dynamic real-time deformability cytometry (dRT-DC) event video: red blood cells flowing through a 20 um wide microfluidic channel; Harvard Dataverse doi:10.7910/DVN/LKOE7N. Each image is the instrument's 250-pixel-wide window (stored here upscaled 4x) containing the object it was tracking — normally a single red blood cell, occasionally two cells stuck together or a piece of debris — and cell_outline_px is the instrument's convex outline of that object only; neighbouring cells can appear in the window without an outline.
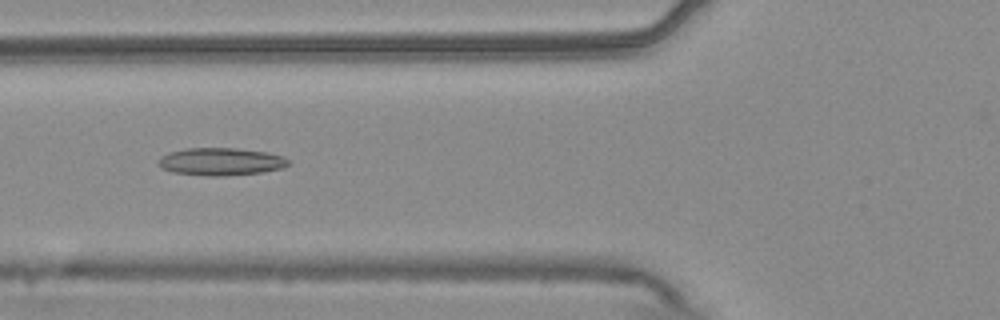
{"species": "common noctule bat (a hibernating species)", "species_latin": "Nyctalus noctula", "temperature_condition": "warm", "stored_images_in_passage": 35, "camera_frame_rate_fps": 3000, "um_per_image_px": 0.085, "animal": {"sex": "male", "body_mass_g": 20.4}, "frame": {"image": 1, "passage_image": 5, "time_ms": 1.333, "image_size_px": [1000, 320], "cell_outline_px": [[292, 164], [284, 168], [260, 172], [224, 176], [208, 176], [172, 172], [160, 168], [160, 156], [172, 152], [188, 148], [236, 148], [268, 152], [284, 156]], "centroid_in_image_um": [18.83, 13.74], "position_along_channel_um": 107.0, "area_um2": 20.92}}
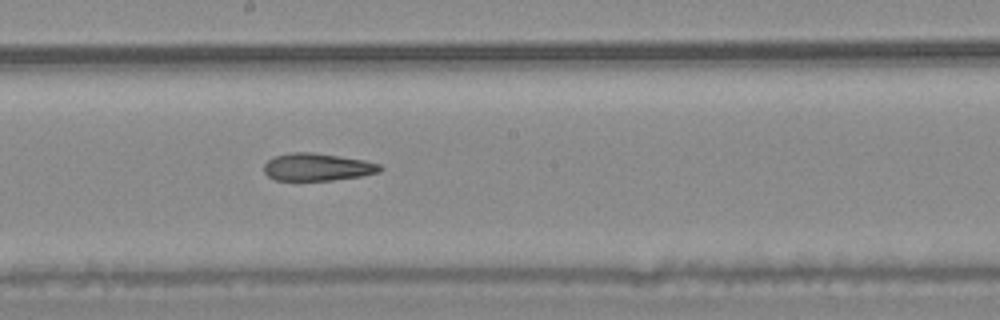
{"frame": {"image": 2, "passage_image": 14, "time_ms": 4.333, "image_size_px": [1000, 320], "cell_outline_px": [[384, 168], [380, 172], [360, 176], [332, 180], [272, 180], [264, 172], [264, 164], [272, 156], [292, 152], [312, 152], [364, 160], [380, 164]], "centroid_in_image_um": [26.95, 14.19], "position_along_channel_um": 221.2, "area_um2": 18.67}}
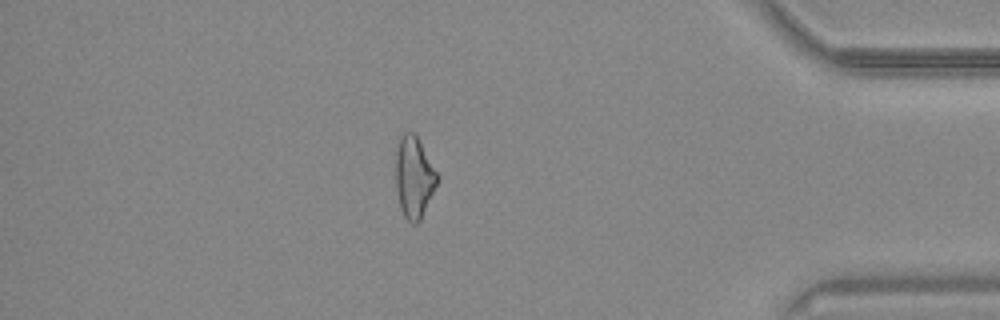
{"frame": {"image": 3, "passage_image": 31, "time_ms": 10.0, "image_size_px": [1000, 320], "cell_outline_px": [[440, 176], [420, 220], [416, 224], [412, 224], [404, 216], [400, 208], [396, 188], [396, 152], [400, 136], [404, 132], [412, 132], [416, 136]], "centroid_in_image_um": [35.18, 15.07], "position_along_channel_um": 400.0, "area_um2": 19.48}, "authors_computed_cell_mechanics": {"area_um2": 19.4786, "velocity_mm_per_s": 3.7989, "shape_relaxation_time_tau1_ms": null, "shape_relaxation_time_tau2_ms": 5.7527, "deformation_change_tau1": null, "deformation_change_tau2": 0.1748}}